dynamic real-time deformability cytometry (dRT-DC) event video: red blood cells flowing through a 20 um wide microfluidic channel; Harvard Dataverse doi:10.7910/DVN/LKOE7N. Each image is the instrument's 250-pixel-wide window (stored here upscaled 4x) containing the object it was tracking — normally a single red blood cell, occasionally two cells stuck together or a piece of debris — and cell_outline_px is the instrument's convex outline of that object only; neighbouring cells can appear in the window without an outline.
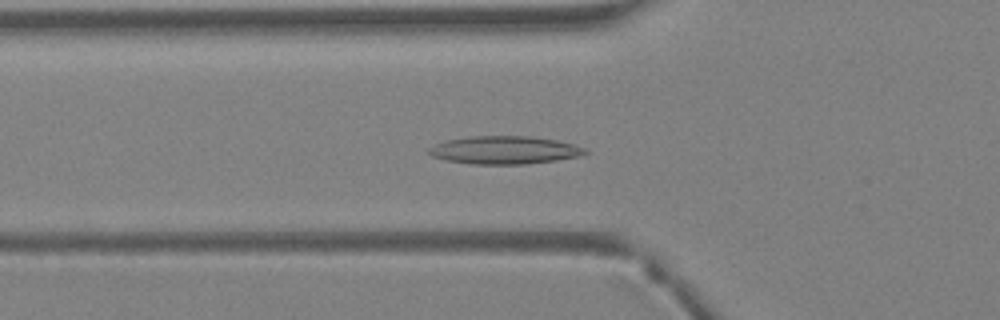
{"species": "Egyptian fruit bat (a non-hibernating species)", "species_latin": "Rousettus aegyptiacus", "temperature_condition": "warm", "stored_images_in_passage": 26, "camera_frame_rate_fps": 3000, "um_per_image_px": 0.085, "animal": {"sex": "female"}, "frame": {"image": 1, "passage_image": 4, "time_ms": 1.0, "image_size_px": [1000, 320], "cell_outline_px": [[588, 152], [580, 156], [556, 160], [524, 164], [472, 164], [448, 160], [432, 156], [428, 152], [428, 148], [436, 144], [448, 140], [472, 136], [532, 136], [556, 140], [572, 144], [584, 148]], "centroid_in_image_um": [42.89, 12.75], "position_along_channel_um": 82.9, "area_um2": 25.2}}
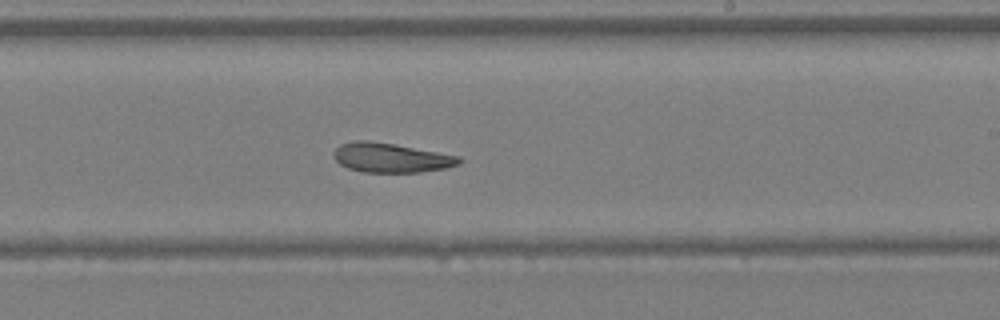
{"frame": {"image": 2, "passage_image": 14, "time_ms": 4.333, "image_size_px": [1000, 320], "cell_outline_px": [[464, 160], [460, 164], [444, 168], [420, 172], [364, 172], [348, 168], [340, 164], [336, 160], [332, 152], [340, 144], [356, 140], [368, 140], [396, 144], [460, 156]], "centroid_in_image_um": [33.24, 13.4], "position_along_channel_um": 255.8, "area_um2": 21.62}}
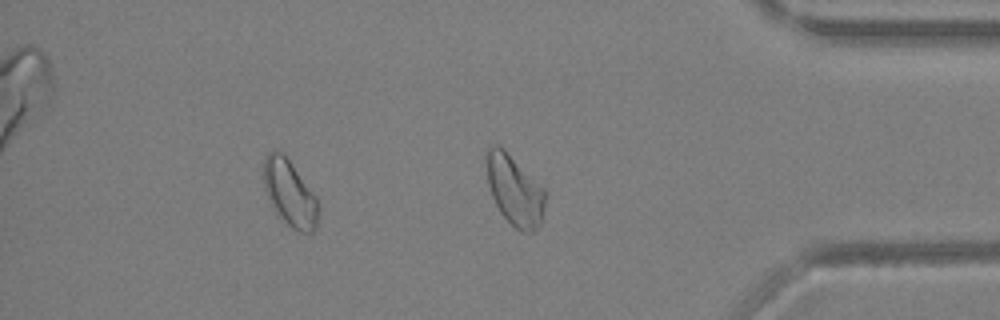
{"frame": {"image": 3, "passage_image": 23, "time_ms": 7.333, "image_size_px": [1000, 320], "cell_outline_px": [[320, 208], [316, 228], [312, 232], [300, 232], [292, 228], [276, 216], [268, 200], [264, 188], [264, 156], [268, 152], [276, 148], [284, 152], [316, 196], [320, 204]], "centroid_in_image_um": [24.62, 16.41], "position_along_channel_um": 410.6, "area_um2": 21.85}}